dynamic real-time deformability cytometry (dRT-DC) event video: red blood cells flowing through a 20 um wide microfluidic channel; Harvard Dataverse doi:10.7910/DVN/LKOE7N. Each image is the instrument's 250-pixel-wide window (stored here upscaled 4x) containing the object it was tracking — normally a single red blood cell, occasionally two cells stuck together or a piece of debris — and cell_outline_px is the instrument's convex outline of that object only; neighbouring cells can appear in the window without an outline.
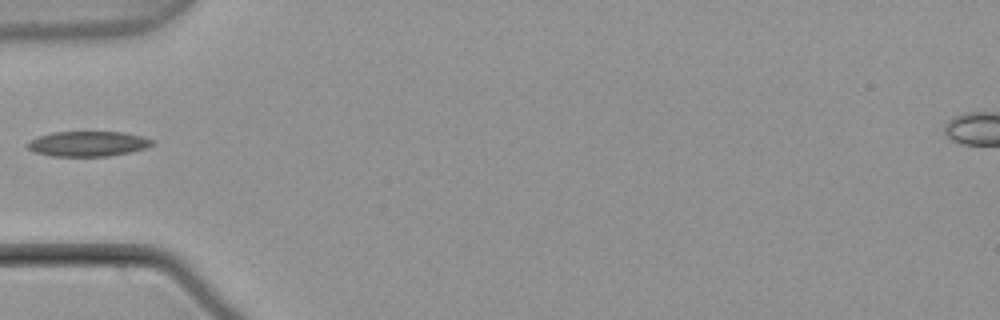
{"species": "common noctule bat (a hibernating species)", "species_latin": "Nyctalus noctula", "temperature_condition": "warm", "stored_images_in_passage": 5, "camera_frame_rate_fps": 3000, "um_per_image_px": 0.085, "animal": {"sex": "male", "body_mass_g": 21.5, "forearm_length_mm": 52.0}, "frame": {"image": 1, "passage_image": 5, "time_ms": 1.333, "image_size_px": [1000, 320], "cell_outline_px": [[152, 144], [144, 148], [132, 152], [108, 156], [52, 156], [36, 152], [28, 148], [28, 144], [32, 140], [40, 136], [52, 132], [124, 132], [140, 136], [152, 140]], "centroid_in_image_um": [7.48, 12.22], "position_along_channel_um": 77.5, "area_um2": 17.92}}